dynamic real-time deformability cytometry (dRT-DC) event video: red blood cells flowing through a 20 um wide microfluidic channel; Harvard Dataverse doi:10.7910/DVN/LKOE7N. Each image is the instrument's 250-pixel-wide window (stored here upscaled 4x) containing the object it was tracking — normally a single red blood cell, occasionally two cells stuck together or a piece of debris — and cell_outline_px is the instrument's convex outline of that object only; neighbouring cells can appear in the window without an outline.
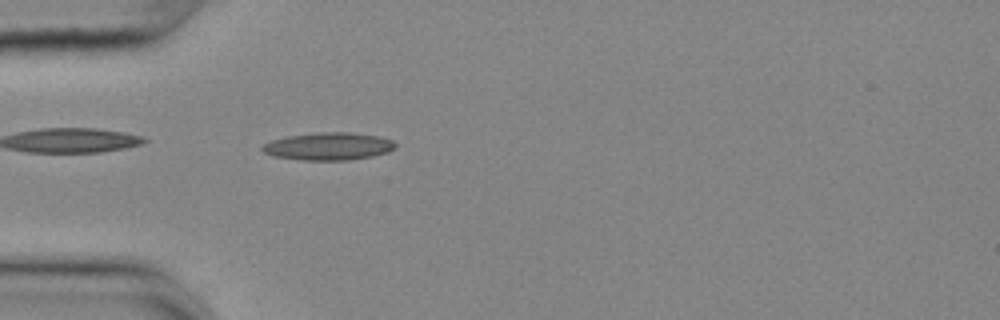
{"species": "common noctule bat (a hibernating species)", "species_latin": "Nyctalus noctula", "temperature_condition": "cold", "stored_images_in_passage": 55, "camera_frame_rate_fps": 3000, "um_per_image_px": 0.085, "animal": {"sex": "female", "body_mass_g": 25.1}, "frame": {"image": 1, "passage_image": 16, "time_ms": 5.0, "image_size_px": [1000, 320], "cell_outline_px": [[396, 148], [388, 152], [372, 156], [352, 160], [300, 160], [272, 156], [264, 152], [260, 148], [264, 144], [272, 140], [288, 136], [320, 132], [348, 132], [376, 136], [392, 140], [396, 144]], "centroid_in_image_um": [27.92, 12.44], "position_along_channel_um": 57.1, "area_um2": 21.39}}
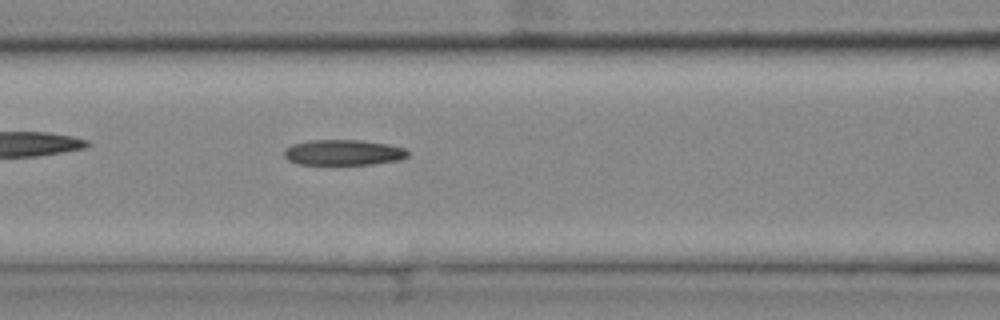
{"frame": {"image": 2, "passage_image": 23, "time_ms": 7.333, "image_size_px": [1000, 320], "cell_outline_px": [[408, 156], [400, 160], [372, 164], [300, 164], [288, 160], [284, 156], [284, 148], [292, 144], [308, 140], [360, 140], [388, 144], [404, 148], [408, 152]], "centroid_in_image_um": [29.17, 12.95], "position_along_channel_um": 137.4, "area_um2": 18.44}}
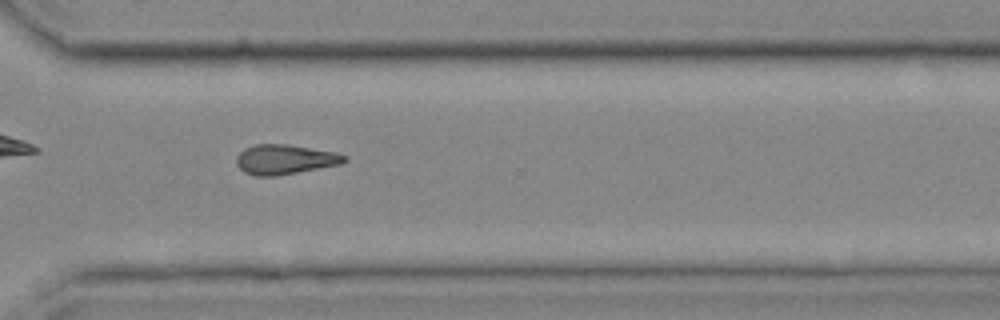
{"frame": {"image": 3, "passage_image": 40, "time_ms": 13.0, "image_size_px": [1000, 320], "cell_outline_px": [[348, 160], [340, 164], [276, 176], [256, 176], [244, 172], [236, 164], [236, 156], [244, 148], [256, 144], [288, 144], [336, 152], [348, 156]], "centroid_in_image_um": [24.21, 13.54], "position_along_channel_um": 346.4, "area_um2": 18.79}, "authors_computed_cell_mechanics": {"area_um2": 18.5538, "velocity_mm_per_s": 3.6821, "shape_relaxation_time_tau1_ms": null, "shape_relaxation_time_tau2_ms": 9.7136, "deformation_change_tau1": null, "deformation_change_tau2": 0.2158}}